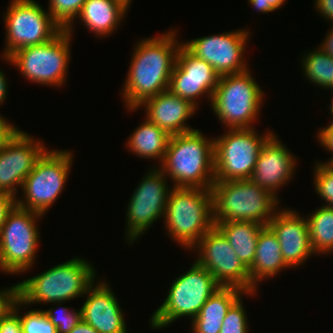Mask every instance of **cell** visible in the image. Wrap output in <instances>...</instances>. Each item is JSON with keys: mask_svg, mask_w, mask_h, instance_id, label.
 <instances>
[{"mask_svg": "<svg viewBox=\"0 0 333 333\" xmlns=\"http://www.w3.org/2000/svg\"><path fill=\"white\" fill-rule=\"evenodd\" d=\"M164 224L168 236L184 249L192 247L215 224L211 188L171 187Z\"/></svg>", "mask_w": 333, "mask_h": 333, "instance_id": "277c9868", "label": "cell"}, {"mask_svg": "<svg viewBox=\"0 0 333 333\" xmlns=\"http://www.w3.org/2000/svg\"><path fill=\"white\" fill-rule=\"evenodd\" d=\"M331 101H332V102H331V104H330V106H329V108H330V109H329V111H330L329 113L332 114V119H333V97H332V100H331Z\"/></svg>", "mask_w": 333, "mask_h": 333, "instance_id": "f6af8a7d", "label": "cell"}, {"mask_svg": "<svg viewBox=\"0 0 333 333\" xmlns=\"http://www.w3.org/2000/svg\"><path fill=\"white\" fill-rule=\"evenodd\" d=\"M330 27L331 28L324 37L325 40H323L320 47L325 53L333 57V25H331Z\"/></svg>", "mask_w": 333, "mask_h": 333, "instance_id": "60d3db41", "label": "cell"}, {"mask_svg": "<svg viewBox=\"0 0 333 333\" xmlns=\"http://www.w3.org/2000/svg\"><path fill=\"white\" fill-rule=\"evenodd\" d=\"M166 180L169 179L158 166L150 168L132 193L126 208L125 238L129 245L144 235L157 219L164 218L171 191Z\"/></svg>", "mask_w": 333, "mask_h": 333, "instance_id": "4fadbf2b", "label": "cell"}, {"mask_svg": "<svg viewBox=\"0 0 333 333\" xmlns=\"http://www.w3.org/2000/svg\"><path fill=\"white\" fill-rule=\"evenodd\" d=\"M96 270L89 261L74 257L34 277L19 282V299L27 305L55 303L83 297L95 282Z\"/></svg>", "mask_w": 333, "mask_h": 333, "instance_id": "3957f363", "label": "cell"}, {"mask_svg": "<svg viewBox=\"0 0 333 333\" xmlns=\"http://www.w3.org/2000/svg\"><path fill=\"white\" fill-rule=\"evenodd\" d=\"M0 333H22L20 316L13 309L0 320Z\"/></svg>", "mask_w": 333, "mask_h": 333, "instance_id": "e575fe53", "label": "cell"}, {"mask_svg": "<svg viewBox=\"0 0 333 333\" xmlns=\"http://www.w3.org/2000/svg\"><path fill=\"white\" fill-rule=\"evenodd\" d=\"M195 261L205 267L223 287L252 292L249 269L241 262L224 235L214 226L193 247ZM198 250V251H197Z\"/></svg>", "mask_w": 333, "mask_h": 333, "instance_id": "5bb4252c", "label": "cell"}, {"mask_svg": "<svg viewBox=\"0 0 333 333\" xmlns=\"http://www.w3.org/2000/svg\"><path fill=\"white\" fill-rule=\"evenodd\" d=\"M8 82L7 77L5 76V73L1 71L0 69V105L4 103L7 94H8Z\"/></svg>", "mask_w": 333, "mask_h": 333, "instance_id": "7bdbcfd3", "label": "cell"}, {"mask_svg": "<svg viewBox=\"0 0 333 333\" xmlns=\"http://www.w3.org/2000/svg\"><path fill=\"white\" fill-rule=\"evenodd\" d=\"M257 291L244 292L236 287L218 288L201 307L200 312L191 321L193 333H220L222 321L231 305L241 295L256 294Z\"/></svg>", "mask_w": 333, "mask_h": 333, "instance_id": "603a6c76", "label": "cell"}, {"mask_svg": "<svg viewBox=\"0 0 333 333\" xmlns=\"http://www.w3.org/2000/svg\"><path fill=\"white\" fill-rule=\"evenodd\" d=\"M214 224L233 247L241 262L249 269L255 258L258 235L265 226L249 221L214 222Z\"/></svg>", "mask_w": 333, "mask_h": 333, "instance_id": "d4e9b609", "label": "cell"}, {"mask_svg": "<svg viewBox=\"0 0 333 333\" xmlns=\"http://www.w3.org/2000/svg\"><path fill=\"white\" fill-rule=\"evenodd\" d=\"M73 156L67 149H47L25 178L21 188L24 196L16 198V205L46 215L66 186L73 165Z\"/></svg>", "mask_w": 333, "mask_h": 333, "instance_id": "ba28073f", "label": "cell"}, {"mask_svg": "<svg viewBox=\"0 0 333 333\" xmlns=\"http://www.w3.org/2000/svg\"><path fill=\"white\" fill-rule=\"evenodd\" d=\"M314 165L313 184L324 206L333 208V164L317 162Z\"/></svg>", "mask_w": 333, "mask_h": 333, "instance_id": "4dcf8cb0", "label": "cell"}, {"mask_svg": "<svg viewBox=\"0 0 333 333\" xmlns=\"http://www.w3.org/2000/svg\"><path fill=\"white\" fill-rule=\"evenodd\" d=\"M170 135L146 117L141 125L129 135L127 149L139 158L164 160ZM159 159V160H158Z\"/></svg>", "mask_w": 333, "mask_h": 333, "instance_id": "484cf974", "label": "cell"}, {"mask_svg": "<svg viewBox=\"0 0 333 333\" xmlns=\"http://www.w3.org/2000/svg\"><path fill=\"white\" fill-rule=\"evenodd\" d=\"M318 13L333 25V0H314Z\"/></svg>", "mask_w": 333, "mask_h": 333, "instance_id": "ab89813d", "label": "cell"}, {"mask_svg": "<svg viewBox=\"0 0 333 333\" xmlns=\"http://www.w3.org/2000/svg\"><path fill=\"white\" fill-rule=\"evenodd\" d=\"M68 333H98L91 325L84 322L82 319L79 323Z\"/></svg>", "mask_w": 333, "mask_h": 333, "instance_id": "b9f144b4", "label": "cell"}, {"mask_svg": "<svg viewBox=\"0 0 333 333\" xmlns=\"http://www.w3.org/2000/svg\"><path fill=\"white\" fill-rule=\"evenodd\" d=\"M264 95L248 69L220 76L210 105L227 129L254 128Z\"/></svg>", "mask_w": 333, "mask_h": 333, "instance_id": "8992f818", "label": "cell"}, {"mask_svg": "<svg viewBox=\"0 0 333 333\" xmlns=\"http://www.w3.org/2000/svg\"><path fill=\"white\" fill-rule=\"evenodd\" d=\"M317 139L322 147L333 153V120L323 129H318ZM326 163H333V157L326 161Z\"/></svg>", "mask_w": 333, "mask_h": 333, "instance_id": "d590c367", "label": "cell"}, {"mask_svg": "<svg viewBox=\"0 0 333 333\" xmlns=\"http://www.w3.org/2000/svg\"><path fill=\"white\" fill-rule=\"evenodd\" d=\"M41 217L17 205L8 213L0 231V271L14 276L34 267L40 240L37 220Z\"/></svg>", "mask_w": 333, "mask_h": 333, "instance_id": "30bf717a", "label": "cell"}, {"mask_svg": "<svg viewBox=\"0 0 333 333\" xmlns=\"http://www.w3.org/2000/svg\"><path fill=\"white\" fill-rule=\"evenodd\" d=\"M4 15L5 49L2 57L27 46L41 45L63 29L35 0H11Z\"/></svg>", "mask_w": 333, "mask_h": 333, "instance_id": "7c38bea8", "label": "cell"}, {"mask_svg": "<svg viewBox=\"0 0 333 333\" xmlns=\"http://www.w3.org/2000/svg\"><path fill=\"white\" fill-rule=\"evenodd\" d=\"M145 107L146 118L165 130L170 136L191 132L193 129L186 121L197 111L189 100L173 94L169 89L146 99L137 109Z\"/></svg>", "mask_w": 333, "mask_h": 333, "instance_id": "44dd1931", "label": "cell"}, {"mask_svg": "<svg viewBox=\"0 0 333 333\" xmlns=\"http://www.w3.org/2000/svg\"><path fill=\"white\" fill-rule=\"evenodd\" d=\"M241 295L229 308L222 321L220 333H248L249 322L247 321L246 309Z\"/></svg>", "mask_w": 333, "mask_h": 333, "instance_id": "1f68e13d", "label": "cell"}, {"mask_svg": "<svg viewBox=\"0 0 333 333\" xmlns=\"http://www.w3.org/2000/svg\"><path fill=\"white\" fill-rule=\"evenodd\" d=\"M117 1H119L120 3H122L128 9L130 8L129 6L131 5L130 3L132 2V0H117Z\"/></svg>", "mask_w": 333, "mask_h": 333, "instance_id": "ee69618b", "label": "cell"}, {"mask_svg": "<svg viewBox=\"0 0 333 333\" xmlns=\"http://www.w3.org/2000/svg\"><path fill=\"white\" fill-rule=\"evenodd\" d=\"M21 306V308H20ZM25 304L18 299L13 310L20 316L22 325V333H57V328L50 322L42 309H30L26 313L20 315L18 313Z\"/></svg>", "mask_w": 333, "mask_h": 333, "instance_id": "f546056e", "label": "cell"}, {"mask_svg": "<svg viewBox=\"0 0 333 333\" xmlns=\"http://www.w3.org/2000/svg\"><path fill=\"white\" fill-rule=\"evenodd\" d=\"M16 205V198L12 195L0 192V231L8 213Z\"/></svg>", "mask_w": 333, "mask_h": 333, "instance_id": "f35d334b", "label": "cell"}, {"mask_svg": "<svg viewBox=\"0 0 333 333\" xmlns=\"http://www.w3.org/2000/svg\"><path fill=\"white\" fill-rule=\"evenodd\" d=\"M86 300L81 307L82 320L98 333H128L126 320L119 300L109 283H93L85 293Z\"/></svg>", "mask_w": 333, "mask_h": 333, "instance_id": "ffe728a7", "label": "cell"}, {"mask_svg": "<svg viewBox=\"0 0 333 333\" xmlns=\"http://www.w3.org/2000/svg\"><path fill=\"white\" fill-rule=\"evenodd\" d=\"M219 77L209 63L194 56L182 44L176 55L168 89L199 109L197 100L206 94L204 97L211 104Z\"/></svg>", "mask_w": 333, "mask_h": 333, "instance_id": "e0dca14e", "label": "cell"}, {"mask_svg": "<svg viewBox=\"0 0 333 333\" xmlns=\"http://www.w3.org/2000/svg\"><path fill=\"white\" fill-rule=\"evenodd\" d=\"M33 137L20 130L0 148V192L17 198L18 188H22L25 178L48 149L43 141Z\"/></svg>", "mask_w": 333, "mask_h": 333, "instance_id": "2e32d148", "label": "cell"}, {"mask_svg": "<svg viewBox=\"0 0 333 333\" xmlns=\"http://www.w3.org/2000/svg\"><path fill=\"white\" fill-rule=\"evenodd\" d=\"M211 190L214 222L249 221L267 226L279 209V199L250 179L214 182Z\"/></svg>", "mask_w": 333, "mask_h": 333, "instance_id": "5b68a950", "label": "cell"}, {"mask_svg": "<svg viewBox=\"0 0 333 333\" xmlns=\"http://www.w3.org/2000/svg\"><path fill=\"white\" fill-rule=\"evenodd\" d=\"M20 130L21 129L16 128L13 123L8 122L3 115H0V148Z\"/></svg>", "mask_w": 333, "mask_h": 333, "instance_id": "74e56055", "label": "cell"}, {"mask_svg": "<svg viewBox=\"0 0 333 333\" xmlns=\"http://www.w3.org/2000/svg\"><path fill=\"white\" fill-rule=\"evenodd\" d=\"M228 130L214 138V182L250 179L261 148L274 134L268 130L258 135L255 128Z\"/></svg>", "mask_w": 333, "mask_h": 333, "instance_id": "8fae6325", "label": "cell"}, {"mask_svg": "<svg viewBox=\"0 0 333 333\" xmlns=\"http://www.w3.org/2000/svg\"><path fill=\"white\" fill-rule=\"evenodd\" d=\"M214 139L201 130L171 135L158 167L172 187L211 188L214 183Z\"/></svg>", "mask_w": 333, "mask_h": 333, "instance_id": "7a4b0ae2", "label": "cell"}, {"mask_svg": "<svg viewBox=\"0 0 333 333\" xmlns=\"http://www.w3.org/2000/svg\"><path fill=\"white\" fill-rule=\"evenodd\" d=\"M329 89V90H332L333 89V80L332 82L328 85V87L326 88V90ZM333 97V96H332Z\"/></svg>", "mask_w": 333, "mask_h": 333, "instance_id": "bcb514c9", "label": "cell"}, {"mask_svg": "<svg viewBox=\"0 0 333 333\" xmlns=\"http://www.w3.org/2000/svg\"><path fill=\"white\" fill-rule=\"evenodd\" d=\"M50 308L43 310L50 322L57 328V333L70 332L82 319L81 308L70 310L68 307ZM59 313V314H58Z\"/></svg>", "mask_w": 333, "mask_h": 333, "instance_id": "d6a6232c", "label": "cell"}, {"mask_svg": "<svg viewBox=\"0 0 333 333\" xmlns=\"http://www.w3.org/2000/svg\"><path fill=\"white\" fill-rule=\"evenodd\" d=\"M293 209H278L268 227L277 236L285 263L290 268L301 266L315 253L311 247L306 216Z\"/></svg>", "mask_w": 333, "mask_h": 333, "instance_id": "ac0fdd59", "label": "cell"}, {"mask_svg": "<svg viewBox=\"0 0 333 333\" xmlns=\"http://www.w3.org/2000/svg\"><path fill=\"white\" fill-rule=\"evenodd\" d=\"M5 289H0V320L13 309L19 299V283Z\"/></svg>", "mask_w": 333, "mask_h": 333, "instance_id": "836d02e7", "label": "cell"}, {"mask_svg": "<svg viewBox=\"0 0 333 333\" xmlns=\"http://www.w3.org/2000/svg\"><path fill=\"white\" fill-rule=\"evenodd\" d=\"M286 0H248V4L257 12L269 13L282 7Z\"/></svg>", "mask_w": 333, "mask_h": 333, "instance_id": "8d00e7d4", "label": "cell"}, {"mask_svg": "<svg viewBox=\"0 0 333 333\" xmlns=\"http://www.w3.org/2000/svg\"><path fill=\"white\" fill-rule=\"evenodd\" d=\"M177 30L170 29L160 36L142 38L135 44L122 98L126 108L136 111L146 99L169 88L176 55L182 43Z\"/></svg>", "mask_w": 333, "mask_h": 333, "instance_id": "6da1fadb", "label": "cell"}, {"mask_svg": "<svg viewBox=\"0 0 333 333\" xmlns=\"http://www.w3.org/2000/svg\"><path fill=\"white\" fill-rule=\"evenodd\" d=\"M220 287L211 273L195 261L187 272L176 277L171 284L167 297L149 320L151 328L163 329L182 316L192 321Z\"/></svg>", "mask_w": 333, "mask_h": 333, "instance_id": "52a82bcc", "label": "cell"}, {"mask_svg": "<svg viewBox=\"0 0 333 333\" xmlns=\"http://www.w3.org/2000/svg\"><path fill=\"white\" fill-rule=\"evenodd\" d=\"M48 12L72 36L73 21L79 16L86 0H49Z\"/></svg>", "mask_w": 333, "mask_h": 333, "instance_id": "f1b7e54d", "label": "cell"}, {"mask_svg": "<svg viewBox=\"0 0 333 333\" xmlns=\"http://www.w3.org/2000/svg\"><path fill=\"white\" fill-rule=\"evenodd\" d=\"M303 76L315 86L325 89L333 80V57L325 53L321 47L302 57Z\"/></svg>", "mask_w": 333, "mask_h": 333, "instance_id": "83f0119b", "label": "cell"}, {"mask_svg": "<svg viewBox=\"0 0 333 333\" xmlns=\"http://www.w3.org/2000/svg\"><path fill=\"white\" fill-rule=\"evenodd\" d=\"M287 268L289 266L283 259L277 236L268 226H265L258 235L255 258L249 268L252 291H257L258 284L264 279L273 278Z\"/></svg>", "mask_w": 333, "mask_h": 333, "instance_id": "7402d4cb", "label": "cell"}, {"mask_svg": "<svg viewBox=\"0 0 333 333\" xmlns=\"http://www.w3.org/2000/svg\"><path fill=\"white\" fill-rule=\"evenodd\" d=\"M307 215L311 247L316 255L333 252V208L320 206Z\"/></svg>", "mask_w": 333, "mask_h": 333, "instance_id": "4316f807", "label": "cell"}, {"mask_svg": "<svg viewBox=\"0 0 333 333\" xmlns=\"http://www.w3.org/2000/svg\"><path fill=\"white\" fill-rule=\"evenodd\" d=\"M71 40L69 32L63 29L49 42L21 48L3 59L30 82L59 88L67 80Z\"/></svg>", "mask_w": 333, "mask_h": 333, "instance_id": "9c48e42d", "label": "cell"}, {"mask_svg": "<svg viewBox=\"0 0 333 333\" xmlns=\"http://www.w3.org/2000/svg\"><path fill=\"white\" fill-rule=\"evenodd\" d=\"M128 10L117 0H86L77 18L93 34L105 38L118 29Z\"/></svg>", "mask_w": 333, "mask_h": 333, "instance_id": "cb8c5ba5", "label": "cell"}, {"mask_svg": "<svg viewBox=\"0 0 333 333\" xmlns=\"http://www.w3.org/2000/svg\"><path fill=\"white\" fill-rule=\"evenodd\" d=\"M274 133L263 145L251 181L278 199V190L294 178L297 158Z\"/></svg>", "mask_w": 333, "mask_h": 333, "instance_id": "d6986e66", "label": "cell"}, {"mask_svg": "<svg viewBox=\"0 0 333 333\" xmlns=\"http://www.w3.org/2000/svg\"><path fill=\"white\" fill-rule=\"evenodd\" d=\"M249 30L202 36L182 44L197 58L209 63L219 76L242 73L249 69L244 59Z\"/></svg>", "mask_w": 333, "mask_h": 333, "instance_id": "9a60e30c", "label": "cell"}]
</instances>
